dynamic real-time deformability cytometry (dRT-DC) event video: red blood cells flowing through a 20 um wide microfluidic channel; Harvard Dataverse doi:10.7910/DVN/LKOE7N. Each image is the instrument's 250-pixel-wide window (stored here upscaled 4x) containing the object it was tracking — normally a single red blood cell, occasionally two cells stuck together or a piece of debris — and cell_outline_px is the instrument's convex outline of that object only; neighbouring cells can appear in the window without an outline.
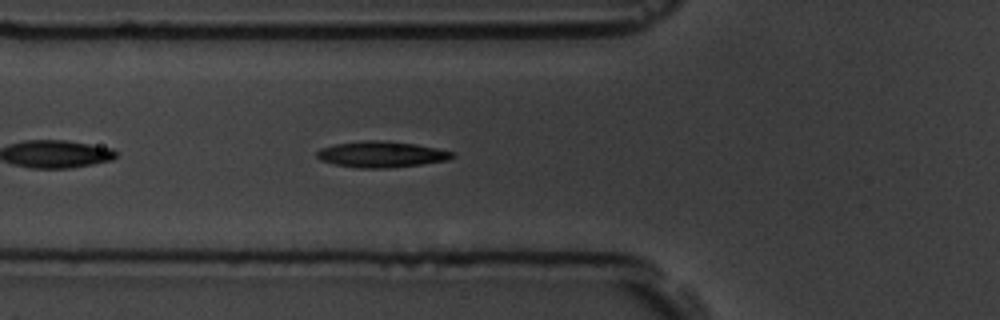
{"species": "common noctule bat (a hibernating species)", "species_latin": "Nyctalus noctula", "temperature_condition": "room temperature", "stored_images_in_passage": 5, "camera_frame_rate_fps": 3000, "um_per_image_px": 0.085, "animal": {"sex": "male", "body_mass_g": 19.5, "forearm_length_mm": 54.6}, "frame": {"image": 1, "passage_image": 5, "time_ms": 4.333, "image_size_px": [1000, 320], "cell_outline_px": [[456, 156], [448, 160], [392, 168], [356, 168], [336, 164], [320, 160], [316, 156], [316, 152], [320, 148], [336, 144], [364, 140], [376, 140], [416, 144], [456, 152]], "centroid_in_image_um": [32.43, 13.12], "position_along_channel_um": 93.4, "area_um2": 20.58}}